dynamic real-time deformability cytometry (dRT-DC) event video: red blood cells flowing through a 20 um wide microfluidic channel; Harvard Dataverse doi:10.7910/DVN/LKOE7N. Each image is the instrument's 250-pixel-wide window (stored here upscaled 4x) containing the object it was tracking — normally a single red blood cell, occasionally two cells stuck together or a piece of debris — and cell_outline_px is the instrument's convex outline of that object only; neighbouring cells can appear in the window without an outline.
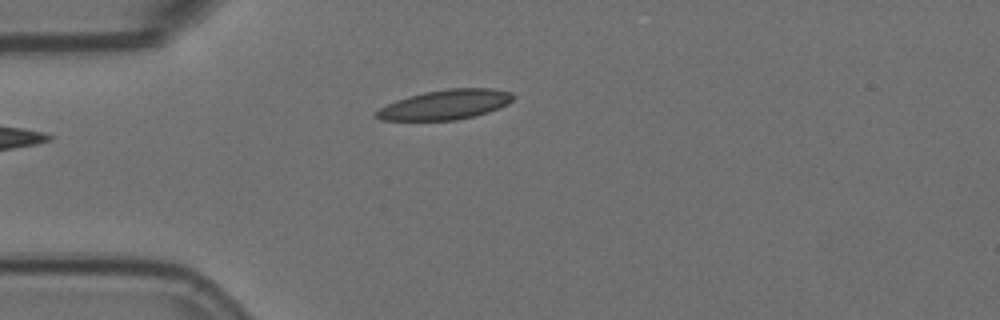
{"species": "Egyptian fruit bat (a non-hibernating species)", "species_latin": "Rousettus aegyptiacus", "temperature_condition": "room temperature", "stored_images_in_passage": 5, "camera_frame_rate_fps": 3000, "um_per_image_px": 0.085, "animal": {"sex": "female"}, "frame": {"image": 1, "passage_image": 5, "time_ms": 1.333, "image_size_px": [1000, 320], "cell_outline_px": [[516, 96], [508, 104], [488, 112], [476, 116], [456, 120], [380, 120], [372, 116], [372, 112], [396, 100], [408, 96], [424, 92], [448, 88], [492, 88], [512, 92]], "centroid_in_image_um": [37.84, 8.89], "position_along_channel_um": 47.2, "area_um2": 23.99}}